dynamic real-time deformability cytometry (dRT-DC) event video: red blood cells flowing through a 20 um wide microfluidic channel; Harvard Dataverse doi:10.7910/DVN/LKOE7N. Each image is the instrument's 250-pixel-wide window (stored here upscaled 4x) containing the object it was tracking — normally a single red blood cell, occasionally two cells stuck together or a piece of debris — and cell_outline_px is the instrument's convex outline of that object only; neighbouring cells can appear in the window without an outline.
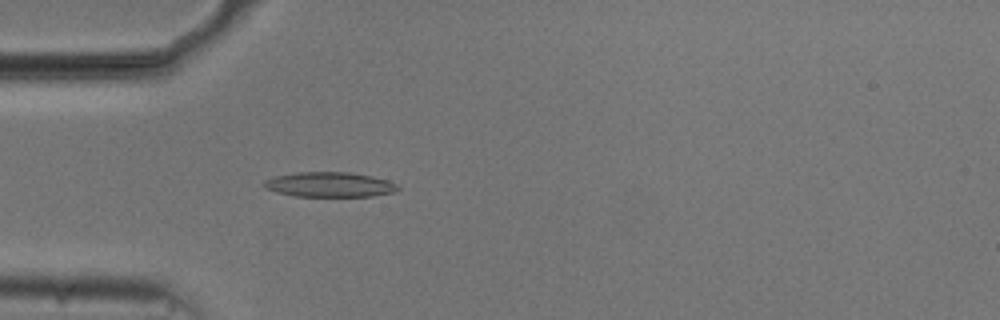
{"species": "common noctule bat (a hibernating species)", "species_latin": "Nyctalus noctula", "temperature_condition": "cold", "stored_images_in_passage": 43, "camera_frame_rate_fps": 3000, "um_per_image_px": 0.085, "animal": {"sex": "male", "body_mass_g": 20.5, "forearm_length_mm": 52.5}, "frame": {"image": 1, "passage_image": 5, "time_ms": 1.333, "image_size_px": [1000, 320], "cell_outline_px": [[400, 188], [396, 192], [372, 196], [296, 196], [276, 192], [264, 188], [260, 184], [264, 180], [276, 176], [296, 172], [348, 172], [372, 176], [388, 180], [396, 184]], "centroid_in_image_um": [27.99, 15.69], "position_along_channel_um": 57.0, "area_um2": 19.54}}
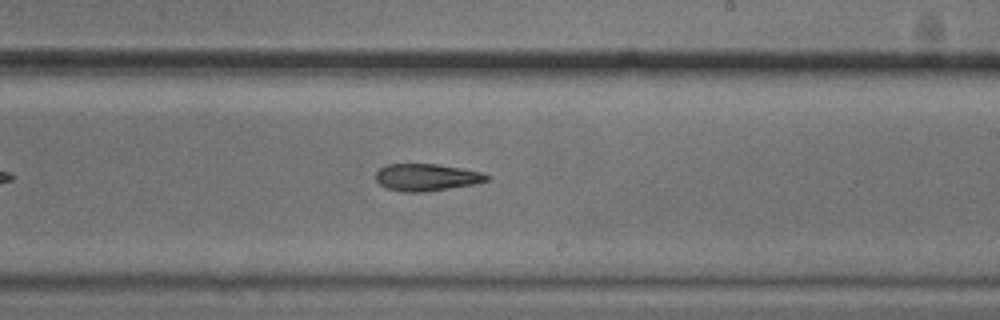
{"frame": {"image": 2, "passage_image": 21, "time_ms": 6.667, "image_size_px": [1000, 320], "cell_outline_px": [[492, 176], [488, 180], [476, 184], [428, 192], [404, 192], [388, 188], [380, 184], [376, 180], [376, 172], [380, 168], [388, 164], [436, 164], [460, 168], [480, 172]], "centroid_in_image_um": [36.28, 15.08], "position_along_channel_um": 252.7, "area_um2": 17.57}}
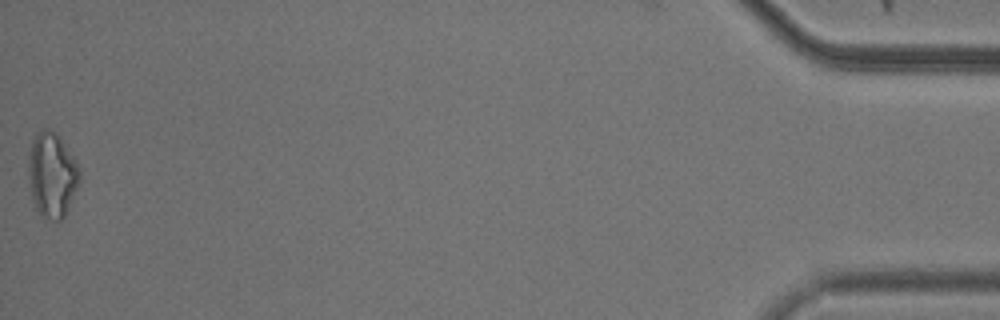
{"frame": {"image": 3, "passage_image": 43, "time_ms": 14.0, "image_size_px": [1000, 320], "cell_outline_px": [[80, 180], [68, 208], [64, 216], [60, 220], [56, 220], [40, 216], [32, 208], [28, 172], [28, 156], [32, 140], [36, 132], [44, 128], [48, 128], [56, 132], [76, 160], [80, 172]], "centroid_in_image_um": [4.38, 14.87], "position_along_channel_um": 430.8, "area_um2": 25.72}, "authors_computed_cell_mechanics": {"area_um2": 18.3226, "velocity_mm_per_s": 3.7493, "shape_relaxation_time_tau1_ms": 3.8707, "shape_relaxation_time_tau2_ms": 5.4142, "deformation_change_tau1": 0.11, "deformation_change_tau2": 0.1562}}